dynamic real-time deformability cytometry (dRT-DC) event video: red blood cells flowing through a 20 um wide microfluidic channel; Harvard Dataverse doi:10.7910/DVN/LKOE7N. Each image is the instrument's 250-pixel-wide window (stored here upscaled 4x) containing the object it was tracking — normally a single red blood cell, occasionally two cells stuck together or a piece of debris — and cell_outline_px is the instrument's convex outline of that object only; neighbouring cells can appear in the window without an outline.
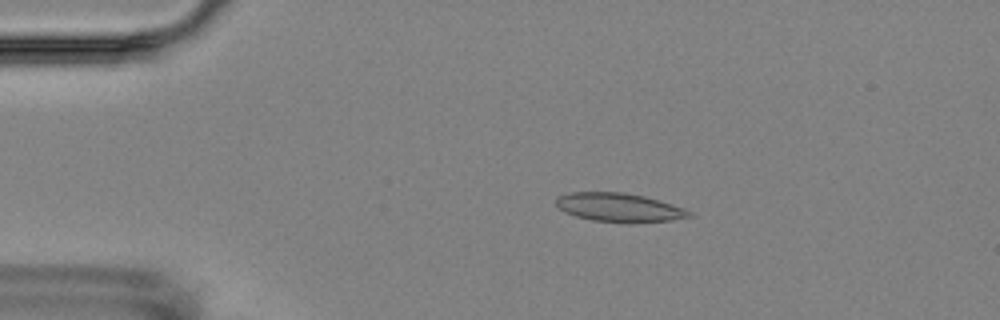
{"species": "Egyptian fruit bat (a non-hibernating species)", "species_latin": "Rousettus aegyptiacus", "temperature_condition": "room temperature", "stored_images_in_passage": 15, "camera_frame_rate_fps": 3000, "um_per_image_px": 0.085, "animal": {"sex": "female"}, "frame": {"image": 1, "passage_image": 2, "time_ms": 1.333, "image_size_px": [1000, 320], "cell_outline_px": [[692, 216], [672, 220], [632, 224], [628, 224], [592, 220], [576, 216], [564, 212], [556, 204], [556, 196], [572, 192], [624, 192], [644, 196], [684, 208], [692, 212]], "centroid_in_image_um": [52.63, 17.65], "position_along_channel_um": 32.4, "area_um2": 22.54}}
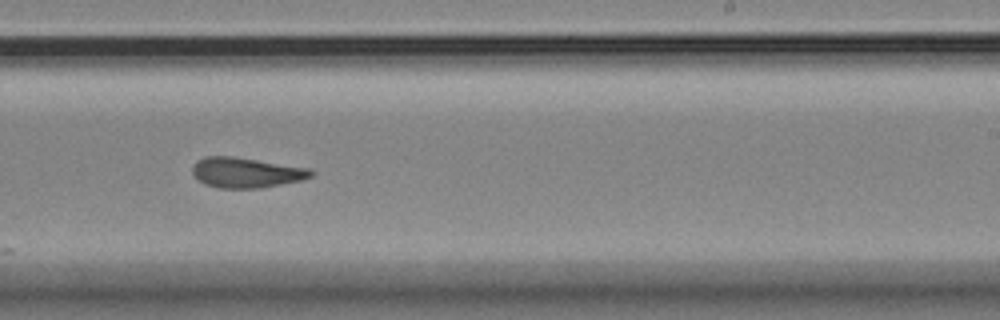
{"frame": {"image": 2, "passage_image": 9, "time_ms": 9.333, "image_size_px": [1000, 320], "cell_outline_px": [[316, 172], [312, 176], [300, 180], [260, 188], [220, 188], [204, 184], [192, 172], [192, 164], [196, 160], [204, 156], [232, 156], [312, 168]], "centroid_in_image_um": [20.93, 14.65], "position_along_channel_um": 268.1, "area_um2": 20.98}}
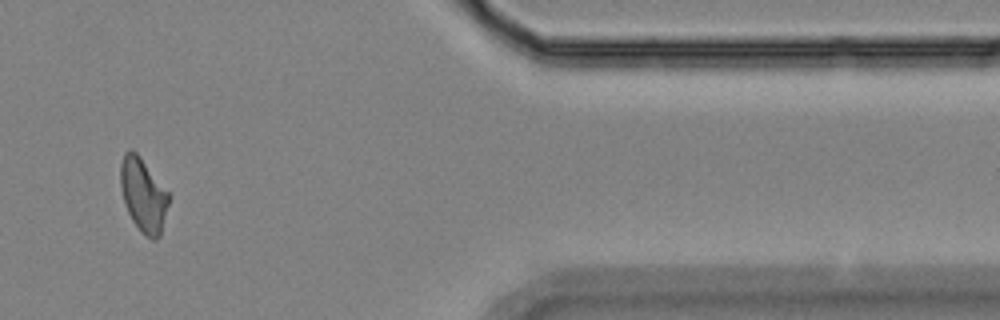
{"frame": {"image": 3, "passage_image": 13, "time_ms": 14.0, "image_size_px": [1000, 320], "cell_outline_px": [[168, 204], [160, 236], [156, 240], [152, 240], [140, 232], [132, 220], [124, 204], [120, 188], [120, 164], [124, 152], [128, 148], [132, 148], [140, 156], [168, 192]], "centroid_in_image_um": [12.14, 16.56], "position_along_channel_um": 399.3, "area_um2": 20.81}, "authors_computed_cell_mechanics": {"area_um2": 20.808, "velocity_mm_per_s": 3.5121, "shape_relaxation_time_tau1_ms": 5.9674, "shape_relaxation_time_tau2_ms": 2.2002, "deformation_change_tau1": 0.1548, "deformation_change_tau2": 0.0993}}